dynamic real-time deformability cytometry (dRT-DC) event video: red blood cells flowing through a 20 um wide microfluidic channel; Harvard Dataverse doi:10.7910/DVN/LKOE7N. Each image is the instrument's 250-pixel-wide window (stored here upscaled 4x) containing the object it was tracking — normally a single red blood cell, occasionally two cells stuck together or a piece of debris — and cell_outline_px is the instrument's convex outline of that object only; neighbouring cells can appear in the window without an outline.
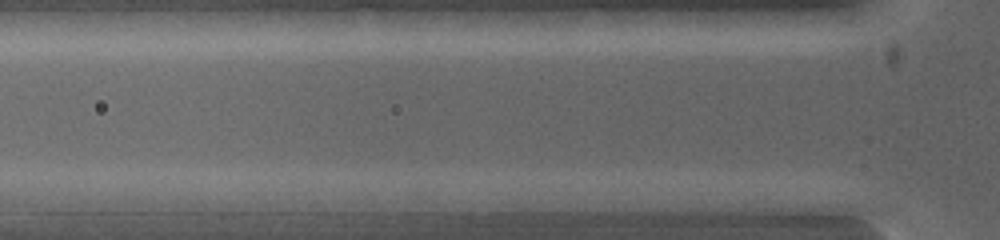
{"species": "common noctule bat (a hibernating species)", "species_latin": "Nyctalus noctula", "temperature_condition": "warm", "stored_images_in_passage": 3, "segment_of_instrument_passage": [2, 2], "camera_frame_rate_fps": 5000, "um_per_image_px": 0.085, "animal": {"sex": "female", "body_mass_g": 19.0, "forearm_length_mm": 53.3}, "frame": {"image": 1, "passage_image": 3, "time_ms": 0.8, "image_size_px": [1000, 240], "cell_outline_px": [[712, 200], [704, 208], [636, 212], [632, 212], [612, 200], [636, 192], [704, 192]], "centroid_in_image_um": [56.39, 17.1], "position_along_channel_um": 69.4, "area_um2": 11.21}}